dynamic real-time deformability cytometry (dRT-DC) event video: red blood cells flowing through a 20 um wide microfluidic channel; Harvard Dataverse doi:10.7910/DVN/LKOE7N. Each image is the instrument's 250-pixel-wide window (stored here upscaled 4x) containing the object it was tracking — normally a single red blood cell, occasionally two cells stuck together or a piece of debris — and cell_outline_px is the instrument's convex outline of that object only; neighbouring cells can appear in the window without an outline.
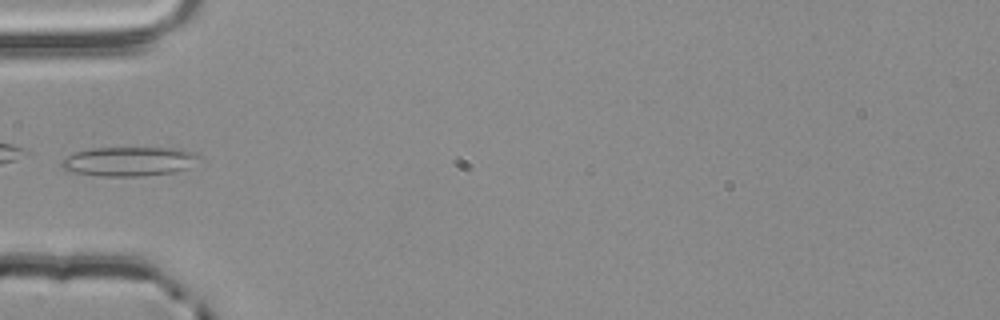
{"species": "common noctule bat (a hibernating species)", "species_latin": "Nyctalus noctula", "temperature_condition": "room temperature", "stored_images_in_passage": 2, "camera_frame_rate_fps": 3000, "um_per_image_px": 0.085, "animal": {"sex": "male", "body_mass_g": 20.4}, "frame": {"image": 1, "passage_image": 2, "time_ms": 0.333, "image_size_px": [1000, 320], "cell_outline_px": [[200, 156], [188, 168], [176, 172], [144, 176], [100, 176], [76, 172], [64, 168], [60, 164], [72, 152], [92, 148], [184, 148]], "centroid_in_image_um": [11.0, 13.71], "position_along_channel_um": 74.0, "area_um2": 23.35}}